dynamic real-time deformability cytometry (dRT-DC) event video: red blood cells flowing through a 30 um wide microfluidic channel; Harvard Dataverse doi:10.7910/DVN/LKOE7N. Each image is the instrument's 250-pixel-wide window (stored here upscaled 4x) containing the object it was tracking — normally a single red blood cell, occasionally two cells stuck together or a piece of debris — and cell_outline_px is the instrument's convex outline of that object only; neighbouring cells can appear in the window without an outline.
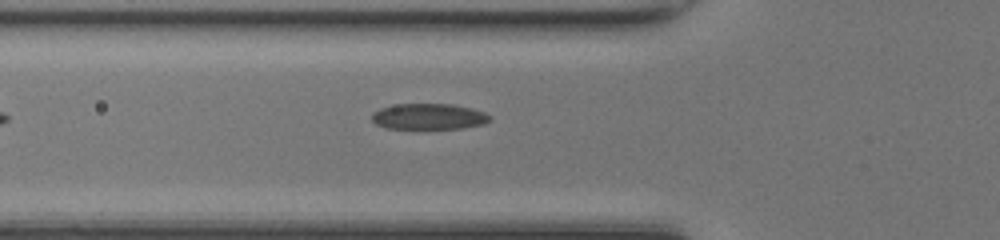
{"species": "common noctule bat (a hibernating species)", "species_latin": "Nyctalus noctula", "temperature_condition": "room temperature", "stored_images_in_passage": 32, "camera_frame_rate_fps": 3000, "um_per_image_px": 0.085, "animal": {"sex": "female", "body_mass_g": 17.0, "forearm_length_mm": 48.0}, "frame": {"image": 1, "passage_image": 4, "time_ms": 1.0, "image_size_px": [1000, 240], "cell_outline_px": [[492, 120], [484, 124], [464, 128], [388, 128], [376, 124], [372, 120], [372, 112], [380, 108], [396, 104], [452, 104], [472, 108], [484, 112], [492, 116]], "centroid_in_image_um": [36.48, 9.9], "position_along_channel_um": 89.3, "area_um2": 17.86}}
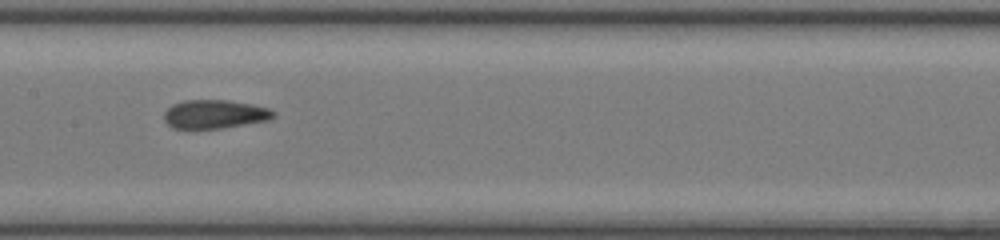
{"frame": {"image": 2, "passage_image": 11, "time_ms": 3.333, "image_size_px": [1000, 240], "cell_outline_px": [[276, 116], [268, 120], [220, 128], [172, 128], [164, 120], [164, 112], [172, 104], [184, 100], [228, 100], [252, 104], [268, 108], [276, 112]], "centroid_in_image_um": [18.25, 9.69], "position_along_channel_um": 189.2, "area_um2": 18.21}}
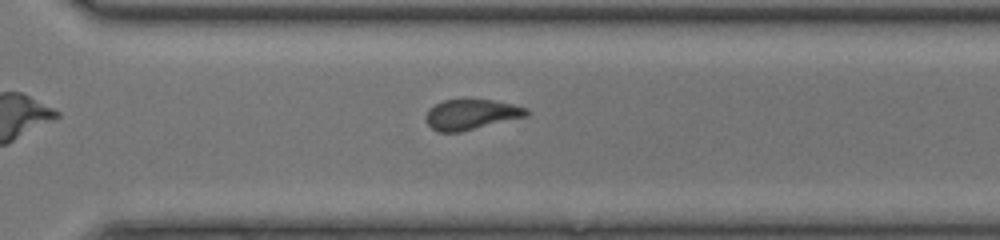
{"frame": {"image": 3, "passage_image": 21, "time_ms": 6.667, "image_size_px": [1000, 240], "cell_outline_px": [[528, 116], [460, 132], [440, 132], [432, 128], [424, 120], [424, 116], [428, 108], [444, 100], [492, 100], [512, 104], [528, 108]], "centroid_in_image_um": [40.03, 9.73], "position_along_channel_um": 330.6, "area_um2": 17.74}, "authors_computed_cell_mechanics": {"area_um2": 18.207, "velocity_mm_per_s": 4.2666, "shape_relaxation_time_tau1_ms": 6.6287, "shape_relaxation_time_tau2_ms": 2.4261, "deformation_change_tau1": 0.1703, "deformation_change_tau2": 0.1012}}